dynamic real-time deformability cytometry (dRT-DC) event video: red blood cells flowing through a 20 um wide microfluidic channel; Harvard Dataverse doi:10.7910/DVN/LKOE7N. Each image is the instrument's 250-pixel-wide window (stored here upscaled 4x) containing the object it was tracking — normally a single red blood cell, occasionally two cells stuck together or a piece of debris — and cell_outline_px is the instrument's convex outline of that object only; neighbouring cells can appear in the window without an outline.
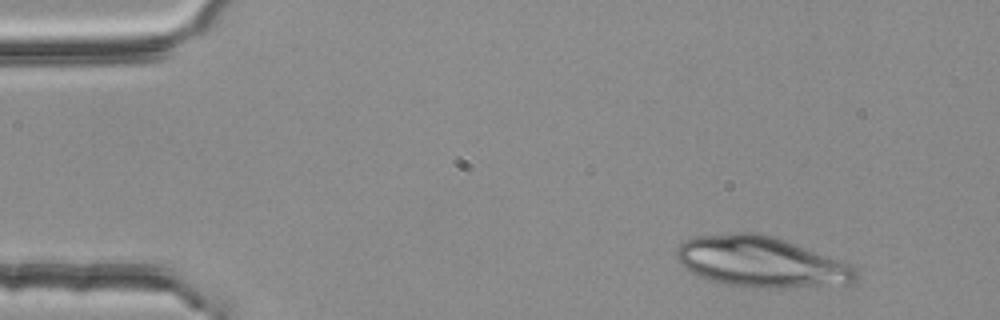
{"species": "common noctule bat (a hibernating species)", "species_latin": "Nyctalus noctula", "temperature_condition": "room temperature", "stored_images_in_passage": 4, "camera_frame_rate_fps": 3000, "um_per_image_px": 0.085, "animal": {"sex": "female", "body_mass_g": 25.1}, "frame": {"image": 1, "passage_image": 1, "time_ms": 0.0, "image_size_px": [1000, 320], "cell_outline_px": [[856, 280], [848, 288], [840, 292], [744, 288], [724, 284], [708, 280], [684, 268], [676, 260], [676, 248], [684, 240], [696, 236], [736, 232], [756, 232], [772, 236], [784, 240], [852, 264], [856, 268]], "centroid_in_image_um": [64.88, 22.37], "position_along_channel_um": 20.1, "area_um2": 55.95}}